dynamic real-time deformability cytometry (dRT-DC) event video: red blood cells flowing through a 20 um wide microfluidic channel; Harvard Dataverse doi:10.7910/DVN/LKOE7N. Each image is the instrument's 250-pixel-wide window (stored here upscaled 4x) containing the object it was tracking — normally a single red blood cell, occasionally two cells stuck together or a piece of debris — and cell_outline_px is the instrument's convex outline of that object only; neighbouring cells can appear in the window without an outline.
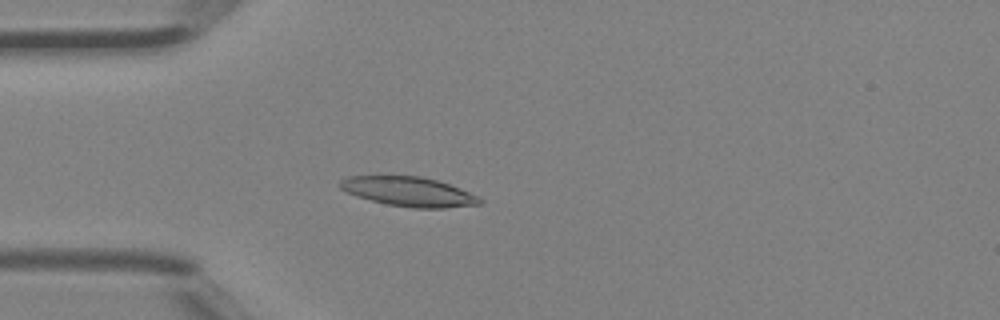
{"species": "Egyptian fruit bat (a non-hibernating species)", "species_latin": "Rousettus aegyptiacus", "temperature_condition": "room temperature", "stored_images_in_passage": 3, "camera_frame_rate_fps": 3000, "um_per_image_px": 0.085, "animal": {"sex": "female"}, "frame": {"image": 1, "passage_image": 3, "time_ms": 0.667, "image_size_px": [1000, 320], "cell_outline_px": [[484, 200], [480, 204], [444, 208], [412, 208], [384, 204], [356, 196], [340, 188], [340, 180], [348, 176], [420, 176], [436, 180], [460, 188]], "centroid_in_image_um": [34.73, 16.29], "position_along_channel_um": 50.3, "area_um2": 23.87}}